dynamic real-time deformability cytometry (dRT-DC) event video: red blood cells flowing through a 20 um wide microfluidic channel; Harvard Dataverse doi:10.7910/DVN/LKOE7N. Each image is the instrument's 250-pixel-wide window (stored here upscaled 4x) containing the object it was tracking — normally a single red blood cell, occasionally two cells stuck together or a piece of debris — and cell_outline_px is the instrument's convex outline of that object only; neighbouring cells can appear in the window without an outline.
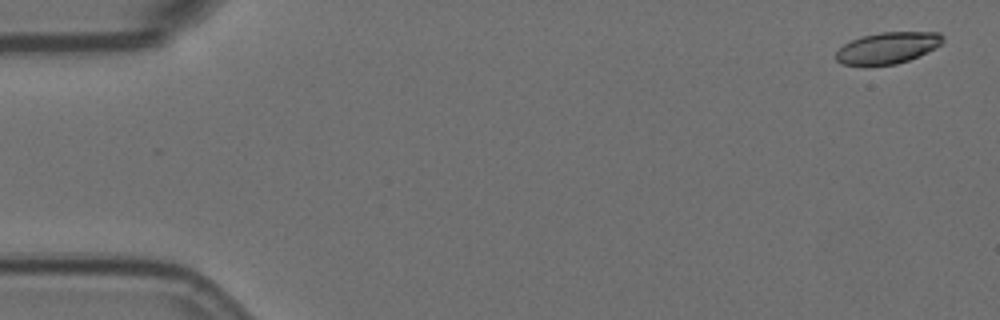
{"species": "Egyptian fruit bat (a non-hibernating species)", "species_latin": "Rousettus aegyptiacus", "temperature_condition": "room temperature", "stored_images_in_passage": 3, "camera_frame_rate_fps": 3000, "um_per_image_px": 0.085, "animal": {"sex": "female"}, "frame": {"image": 1, "passage_image": 1, "time_ms": 0.0, "image_size_px": [1000, 320], "cell_outline_px": [[944, 40], [940, 44], [908, 60], [896, 64], [840, 64], [836, 60], [836, 52], [844, 44], [860, 36], [880, 32], [940, 32], [944, 36]], "centroid_in_image_um": [75.43, 4.04], "position_along_channel_um": 9.6, "area_um2": 19.13}}